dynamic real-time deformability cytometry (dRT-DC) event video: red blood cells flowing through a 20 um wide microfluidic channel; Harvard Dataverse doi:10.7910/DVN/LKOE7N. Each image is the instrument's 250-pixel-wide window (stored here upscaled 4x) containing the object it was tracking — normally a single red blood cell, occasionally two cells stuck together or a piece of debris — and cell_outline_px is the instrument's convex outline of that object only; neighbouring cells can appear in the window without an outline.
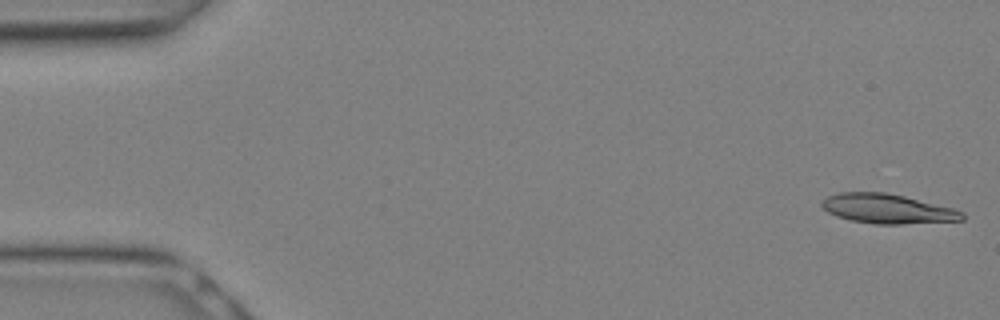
{"species": "Egyptian fruit bat (a non-hibernating species)", "species_latin": "Rousettus aegyptiacus", "temperature_condition": "warm", "stored_images_in_passage": 10, "camera_frame_rate_fps": 3000, "um_per_image_px": 0.085, "animal": {"sex": "female"}, "frame": {"image": 1, "passage_image": 1, "time_ms": 0.0, "image_size_px": [1000, 320], "cell_outline_px": [[964, 220], [900, 224], [876, 224], [852, 220], [836, 216], [828, 212], [820, 204], [828, 196], [840, 192], [884, 192], [904, 196], [952, 208], [964, 212]], "centroid_in_image_um": [75.44, 17.74], "position_along_channel_um": 9.6, "area_um2": 23.87}}
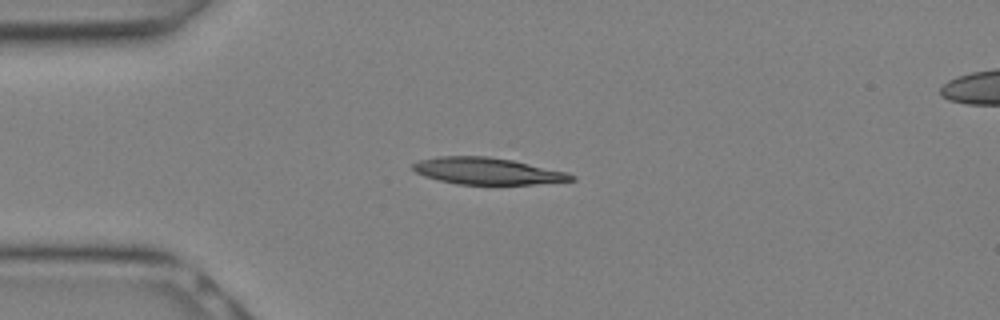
{"frame": {"image": 2, "passage_image": 7, "time_ms": 2.0, "image_size_px": [1000, 320], "cell_outline_px": [[576, 180], [536, 184], [456, 184], [424, 176], [416, 172], [412, 168], [412, 164], [420, 160], [436, 156], [488, 156], [512, 160], [568, 172], [576, 176]], "centroid_in_image_um": [41.44, 14.53], "position_along_channel_um": 43.6, "area_um2": 24.68}}